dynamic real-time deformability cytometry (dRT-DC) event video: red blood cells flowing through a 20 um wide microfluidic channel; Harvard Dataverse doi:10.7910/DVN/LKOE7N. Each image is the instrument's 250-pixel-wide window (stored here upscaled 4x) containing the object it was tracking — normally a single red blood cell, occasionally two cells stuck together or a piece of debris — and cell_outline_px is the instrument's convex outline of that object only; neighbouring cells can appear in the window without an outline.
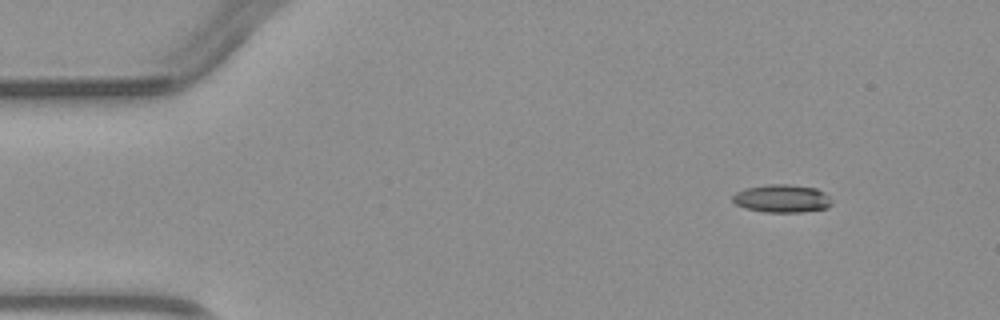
{"species": "common noctule bat (a hibernating species)", "species_latin": "Nyctalus noctula", "temperature_condition": "warm", "stored_images_in_passage": 2, "segment_of_instrument_passage": [2, 2], "camera_frame_rate_fps": 3000, "um_per_image_px": 0.085, "animal": {"sex": "male", "body_mass_g": 23.1, "forearm_length_mm": 52.7}, "frame": {"image": 1, "passage_image": 2, "time_ms": 2.333, "image_size_px": [1000, 320], "cell_outline_px": [[832, 204], [828, 208], [800, 212], [764, 212], [744, 208], [736, 204], [732, 200], [732, 196], [736, 192], [744, 188], [768, 184], [788, 184], [816, 188], [824, 192], [832, 200]], "centroid_in_image_um": [66.46, 16.87], "position_along_channel_um": 18.5, "area_um2": 16.3}}